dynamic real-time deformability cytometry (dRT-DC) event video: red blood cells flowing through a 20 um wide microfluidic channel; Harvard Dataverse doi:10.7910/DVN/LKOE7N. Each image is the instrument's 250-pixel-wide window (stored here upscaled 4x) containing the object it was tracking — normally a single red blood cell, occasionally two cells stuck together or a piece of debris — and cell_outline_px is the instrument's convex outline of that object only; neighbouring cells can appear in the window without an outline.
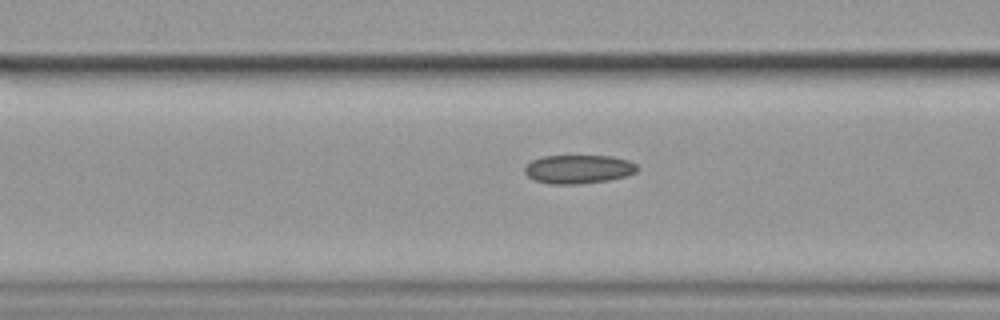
{"species": "common noctule bat (a hibernating species)", "species_latin": "Nyctalus noctula", "temperature_condition": "cold", "stored_images_in_passage": 18, "camera_frame_rate_fps": 3000, "um_per_image_px": 0.085, "animal": {"sex": "female", "body_mass_g": 19.9}, "frame": {"image": 1, "passage_image": 16, "time_ms": 5.0, "image_size_px": [1000, 320], "cell_outline_px": [[640, 168], [636, 172], [624, 176], [608, 180], [580, 184], [548, 184], [536, 180], [528, 176], [524, 172], [524, 168], [532, 160], [544, 156], [612, 156], [628, 160], [636, 164]], "centroid_in_image_um": [49.18, 14.38], "position_along_channel_um": 117.4, "area_um2": 18.79}}